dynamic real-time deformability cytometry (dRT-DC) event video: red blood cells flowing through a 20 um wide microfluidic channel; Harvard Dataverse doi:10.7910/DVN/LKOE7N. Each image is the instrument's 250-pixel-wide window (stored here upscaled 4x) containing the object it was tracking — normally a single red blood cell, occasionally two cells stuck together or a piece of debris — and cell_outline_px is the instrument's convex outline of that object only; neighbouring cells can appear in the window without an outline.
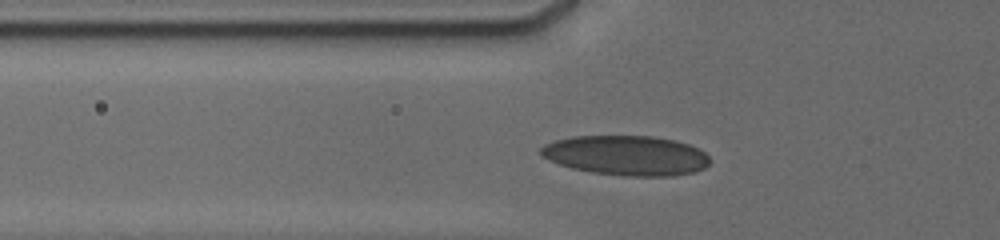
{"species": "human", "species_latin": "Homo sapiens", "temperature_condition": "cold", "stored_images_in_passage": 40, "camera_frame_rate_fps": 3000, "um_per_image_px": 0.085, "donor": {"sex": "male"}, "frame": {"image": 1, "passage_image": 2, "time_ms": 0.333, "image_size_px": [1000, 240], "cell_outline_px": [[712, 160], [704, 168], [696, 172], [672, 176], [624, 176], [592, 172], [572, 168], [548, 160], [540, 156], [540, 148], [544, 144], [556, 140], [572, 136], [652, 136], [676, 140], [700, 148]], "centroid_in_image_um": [53.25, 13.21], "position_along_channel_um": 72.5, "area_um2": 39.54}}
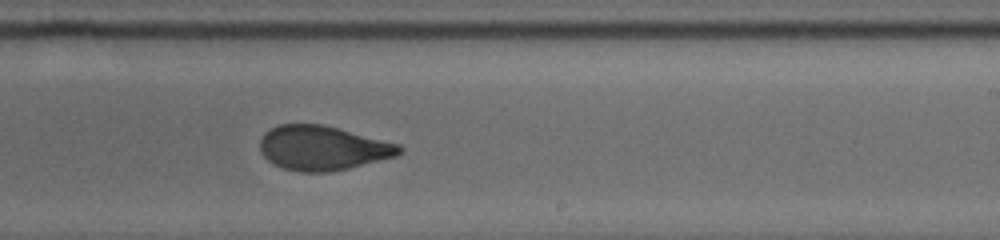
{"frame": {"image": 2, "passage_image": 22, "time_ms": 5.333, "image_size_px": [1000, 240], "cell_outline_px": [[404, 152], [396, 156], [332, 172], [300, 172], [284, 168], [268, 160], [260, 152], [260, 140], [264, 132], [280, 124], [324, 124], [400, 144], [404, 148]], "centroid_in_image_um": [27.45, 12.57], "position_along_channel_um": 261.6, "area_um2": 36.18}}
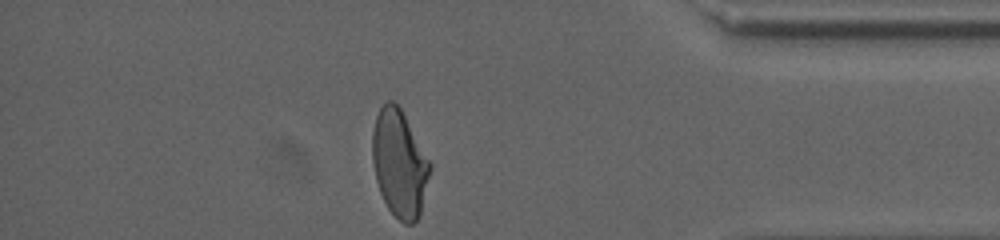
{"frame": {"image": 3, "passage_image": 40, "time_ms": 9.667, "image_size_px": [1000, 240], "cell_outline_px": [[432, 168], [420, 216], [412, 224], [404, 224], [388, 208], [380, 192], [376, 180], [372, 160], [372, 132], [376, 116], [380, 108], [388, 100], [392, 100], [400, 108], [432, 164]], "centroid_in_image_um": [33.96, 13.92], "position_along_channel_um": 401.2, "area_um2": 35.95}, "authors_computed_cell_mechanics": {"area_um2": 36.8186, "velocity_mm_per_s": 3.8029, "shape_relaxation_time_tau1_ms": 9.988, "shape_relaxation_time_tau2_ms": 1.1024, "deformation_change_tau1": 0.2196, "deformation_change_tau2": 0.0676}}